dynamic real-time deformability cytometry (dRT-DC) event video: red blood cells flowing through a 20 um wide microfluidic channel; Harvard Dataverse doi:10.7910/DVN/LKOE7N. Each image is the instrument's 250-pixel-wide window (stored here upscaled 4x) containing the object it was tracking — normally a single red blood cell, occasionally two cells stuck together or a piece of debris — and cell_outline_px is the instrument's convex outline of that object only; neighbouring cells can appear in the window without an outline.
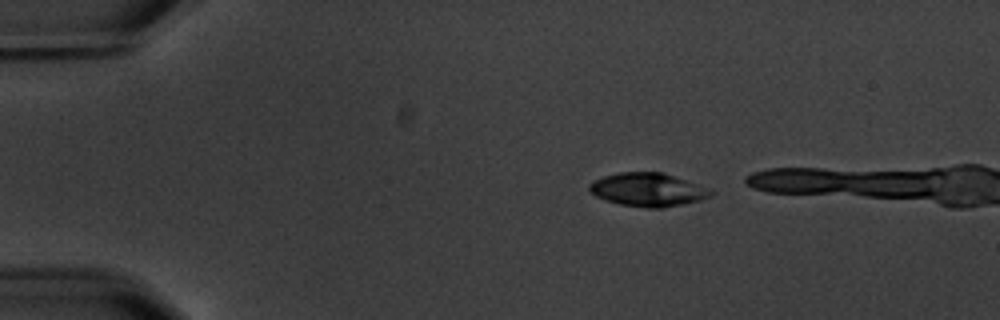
{"species": "common noctule bat (a hibernating species)", "species_latin": "Nyctalus noctula", "temperature_condition": "warm", "stored_images_in_passage": 4, "camera_frame_rate_fps": 3000, "um_per_image_px": 0.085, "animal": {"sex": "male", "body_mass_g": 20.1, "forearm_length_mm": 53.5}, "frame": {"image": 1, "passage_image": 1, "time_ms": 0.0, "image_size_px": [1000, 320], "cell_outline_px": [[716, 192], [712, 196], [700, 200], [660, 208], [648, 208], [620, 204], [604, 200], [588, 192], [588, 184], [604, 176], [620, 172], [664, 172], [712, 188]], "centroid_in_image_um": [55.11, 16.11], "position_along_channel_um": 29.9, "area_um2": 23.93}}